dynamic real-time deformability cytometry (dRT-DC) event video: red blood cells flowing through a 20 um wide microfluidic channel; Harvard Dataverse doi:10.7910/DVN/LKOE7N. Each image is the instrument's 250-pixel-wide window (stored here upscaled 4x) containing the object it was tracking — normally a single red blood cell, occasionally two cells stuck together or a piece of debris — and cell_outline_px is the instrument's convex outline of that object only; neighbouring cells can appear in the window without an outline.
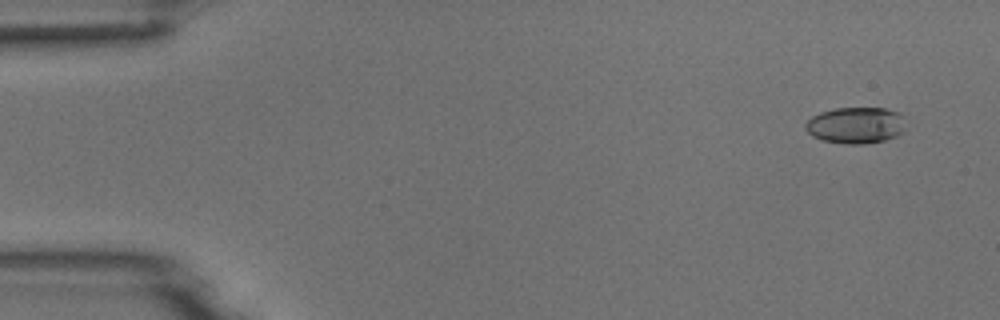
{"species": "common noctule bat (a hibernating species)", "species_latin": "Nyctalus noctula", "temperature_condition": "room temperature", "stored_images_in_passage": 7, "camera_frame_rate_fps": 3000, "um_per_image_px": 0.085, "animal": {"sex": "male", "body_mass_g": 18.8}, "frame": {"image": 1, "passage_image": 2, "time_ms": 0.333, "image_size_px": [1000, 320], "cell_outline_px": [[904, 132], [896, 136], [884, 140], [864, 144], [848, 144], [820, 140], [812, 136], [804, 128], [804, 124], [812, 116], [820, 112], [836, 108], [884, 108], [900, 112], [904, 116]], "centroid_in_image_um": [72.74, 10.64], "position_along_channel_um": 12.3, "area_um2": 21.5}}
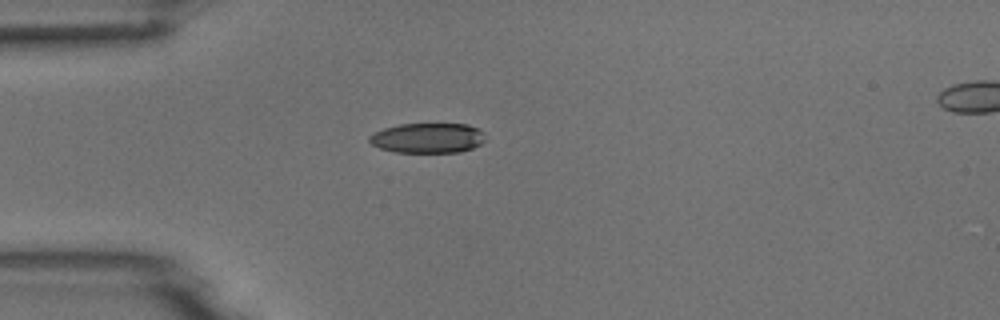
{"frame": {"image": 2, "passage_image": 5, "time_ms": 1.333, "image_size_px": [1000, 320], "cell_outline_px": [[484, 140], [480, 144], [472, 148], [460, 152], [396, 152], [380, 148], [372, 144], [368, 140], [368, 136], [384, 128], [400, 124], [468, 124], [480, 128], [484, 132]], "centroid_in_image_um": [36.38, 11.72], "position_along_channel_um": 48.6, "area_um2": 20.29}}